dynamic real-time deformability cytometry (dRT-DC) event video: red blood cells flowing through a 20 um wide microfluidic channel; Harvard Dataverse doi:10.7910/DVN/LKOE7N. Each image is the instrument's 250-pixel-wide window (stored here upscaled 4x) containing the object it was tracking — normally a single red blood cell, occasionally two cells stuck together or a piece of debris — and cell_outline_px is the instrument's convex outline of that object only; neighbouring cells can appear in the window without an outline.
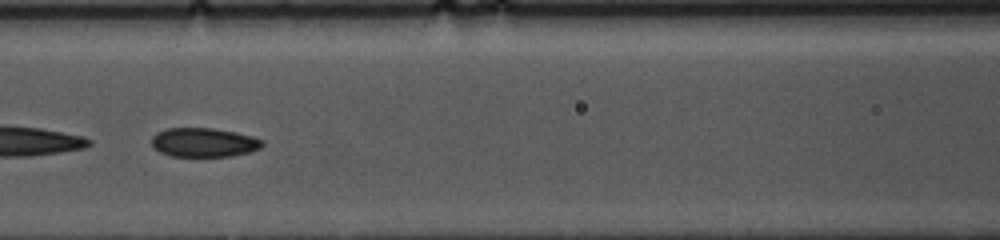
{"species": "common noctule bat (a hibernating species)", "species_latin": "Nyctalus noctula", "temperature_condition": "cold", "stored_images_in_passage": 53, "camera_frame_rate_fps": 3000, "um_per_image_px": 0.085, "animal": {"sex": "female", "body_mass_g": 10.0, "forearm_length_mm": 53.1}, "frame": {"image": 1, "passage_image": 22, "time_ms": 7.0, "image_size_px": [1000, 240], "cell_outline_px": [[264, 144], [260, 148], [248, 152], [232, 156], [172, 156], [160, 152], [152, 144], [152, 136], [156, 132], [168, 128], [212, 128], [236, 132], [252, 136], [264, 140]], "centroid_in_image_um": [17.34, 12.1], "position_along_channel_um": 149.3, "area_um2": 18.73}}
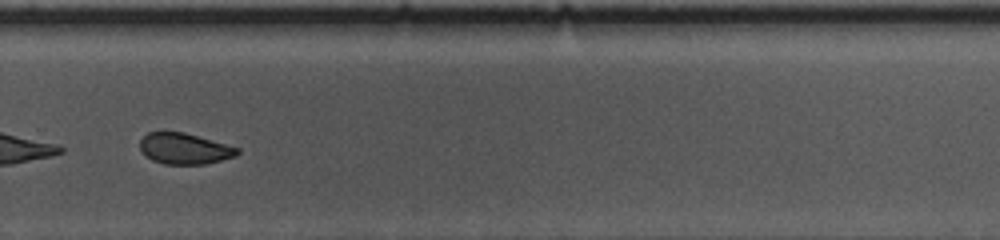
{"frame": {"image": 2, "passage_image": 36, "time_ms": 11.667, "image_size_px": [1000, 240], "cell_outline_px": [[240, 152], [236, 156], [204, 164], [164, 164], [152, 160], [140, 148], [140, 140], [148, 132], [184, 132], [240, 148]], "centroid_in_image_um": [15.7, 12.63], "position_along_channel_um": 314.1, "area_um2": 17.4}, "authors_computed_cell_mechanics": {"area_um2": 19.5942, "velocity_mm_per_s": 3.5468, "shape_relaxation_time_tau1_ms": 3.2673, "shape_relaxation_time_tau2_ms": 2.879, "deformation_change_tau1": 0.0912, "deformation_change_tau2": 0.0687}}